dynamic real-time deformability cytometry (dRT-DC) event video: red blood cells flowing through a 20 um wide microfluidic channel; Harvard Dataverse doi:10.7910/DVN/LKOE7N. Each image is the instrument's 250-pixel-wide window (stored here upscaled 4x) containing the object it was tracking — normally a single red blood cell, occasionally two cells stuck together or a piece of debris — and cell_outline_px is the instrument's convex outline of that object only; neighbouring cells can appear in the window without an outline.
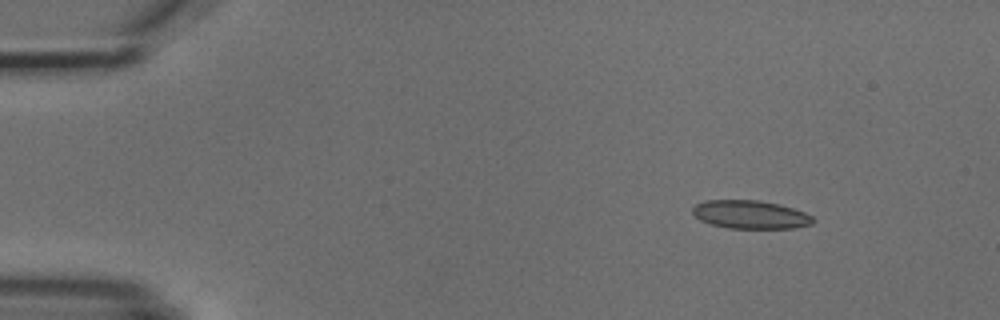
{"species": "common noctule bat (a hibernating species)", "species_latin": "Nyctalus noctula", "temperature_condition": "cold", "stored_images_in_passage": 6, "camera_frame_rate_fps": 3000, "um_per_image_px": 0.085, "animal": {"sex": "male", "body_mass_g": 18.8}, "frame": {"image": 1, "passage_image": 2, "time_ms": 1.333, "image_size_px": [1000, 320], "cell_outline_px": [[816, 220], [812, 224], [796, 228], [728, 228], [712, 224], [700, 220], [692, 212], [692, 208], [696, 204], [704, 200], [760, 200], [780, 204], [804, 212], [812, 216]], "centroid_in_image_um": [63.8, 18.23], "position_along_channel_um": 21.2, "area_um2": 19.94}}
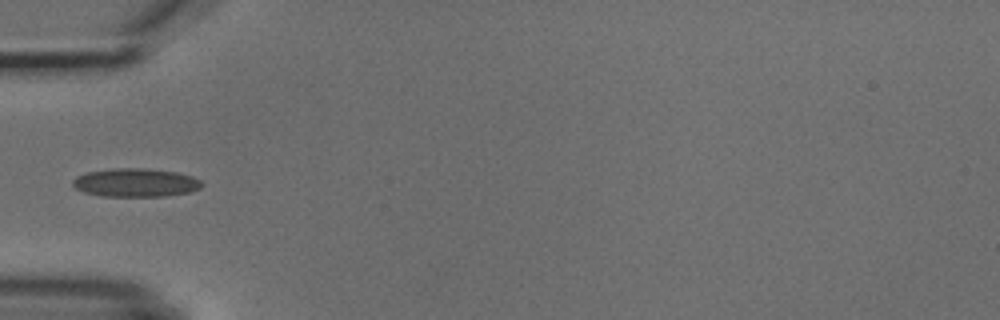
{"frame": {"image": 2, "passage_image": 5, "time_ms": 5.0, "image_size_px": [1000, 320], "cell_outline_px": [[204, 184], [200, 188], [192, 192], [164, 196], [100, 196], [84, 192], [76, 188], [72, 184], [72, 180], [76, 176], [88, 172], [116, 168], [144, 168], [176, 172], [192, 176], [200, 180]], "centroid_in_image_um": [11.54, 15.53], "position_along_channel_um": 73.5, "area_um2": 21.44}}
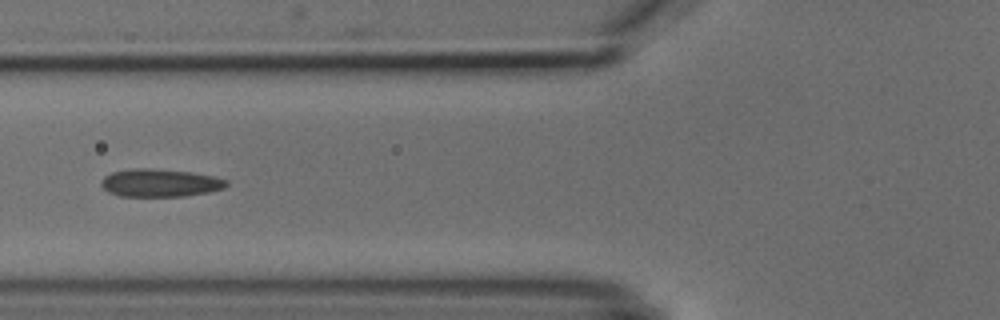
{"frame": {"image": 3, "passage_image": 6, "time_ms": 6.0, "image_size_px": [1000, 320], "cell_outline_px": [[228, 184], [224, 188], [208, 192], [184, 196], [120, 196], [108, 192], [100, 184], [100, 180], [104, 176], [112, 172], [132, 168], [148, 168], [192, 172], [212, 176], [228, 180]], "centroid_in_image_um": [13.58, 15.54], "position_along_channel_um": 112.2, "area_um2": 20.35}}